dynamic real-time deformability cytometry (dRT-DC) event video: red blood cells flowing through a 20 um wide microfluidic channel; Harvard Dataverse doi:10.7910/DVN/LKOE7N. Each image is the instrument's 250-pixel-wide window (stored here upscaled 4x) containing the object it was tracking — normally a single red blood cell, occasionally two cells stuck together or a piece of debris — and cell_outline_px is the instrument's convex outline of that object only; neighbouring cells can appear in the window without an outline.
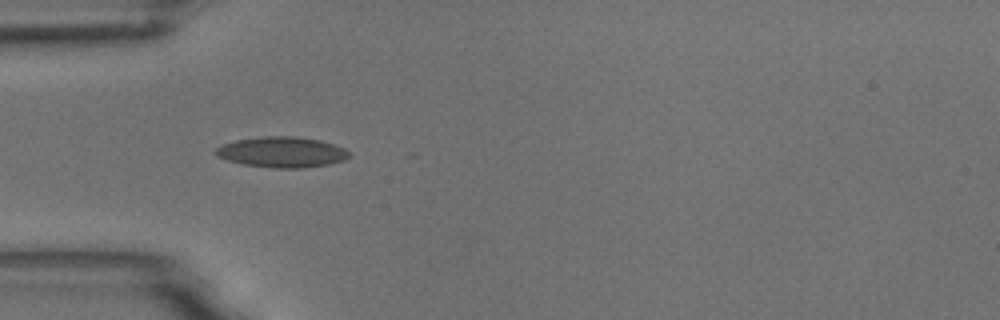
{"species": "common noctule bat (a hibernating species)", "species_latin": "Nyctalus noctula", "temperature_condition": "room temperature", "stored_images_in_passage": 7, "camera_frame_rate_fps": 3000, "um_per_image_px": 0.085, "animal": {"sex": "male", "body_mass_g": 18.8}, "frame": {"image": 1, "passage_image": 4, "time_ms": 1.0, "image_size_px": [1000, 320], "cell_outline_px": [[352, 156], [344, 160], [328, 164], [304, 168], [276, 168], [244, 164], [228, 160], [216, 156], [212, 152], [216, 148], [224, 144], [236, 140], [268, 136], [296, 136], [320, 140], [344, 148], [352, 152]], "centroid_in_image_um": [23.99, 12.93], "position_along_channel_um": 61.0, "area_um2": 23.81}}